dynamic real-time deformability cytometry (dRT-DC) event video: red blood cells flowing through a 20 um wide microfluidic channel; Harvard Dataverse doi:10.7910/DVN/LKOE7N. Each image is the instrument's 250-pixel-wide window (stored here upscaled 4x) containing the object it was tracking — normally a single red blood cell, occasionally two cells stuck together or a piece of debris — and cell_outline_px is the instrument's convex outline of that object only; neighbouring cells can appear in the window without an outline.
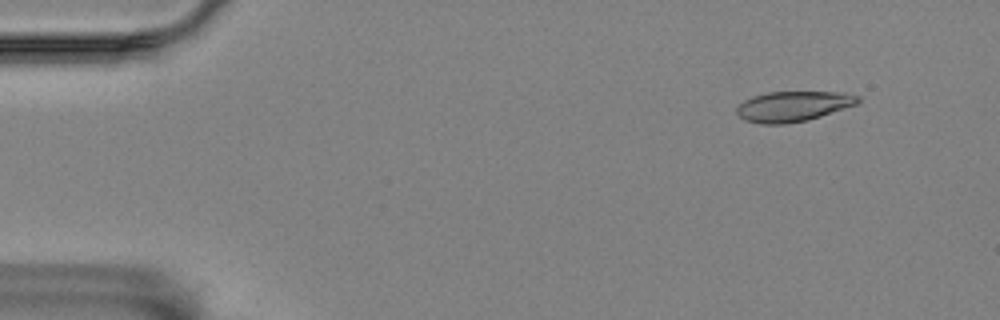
{"species": "Egyptian fruit bat (a non-hibernating species)", "species_latin": "Rousettus aegyptiacus", "temperature_condition": "room temperature", "stored_images_in_passage": 6, "camera_frame_rate_fps": 3000, "um_per_image_px": 0.085, "animal": {"sex": "female"}, "frame": {"image": 1, "passage_image": 2, "time_ms": 1.333, "image_size_px": [1000, 320], "cell_outline_px": [[860, 100], [856, 104], [808, 120], [784, 124], [760, 124], [744, 120], [736, 112], [736, 108], [744, 100], [752, 96], [768, 92], [844, 92], [860, 96]], "centroid_in_image_um": [67.39, 9.03], "position_along_channel_um": 17.6, "area_um2": 21.33}}
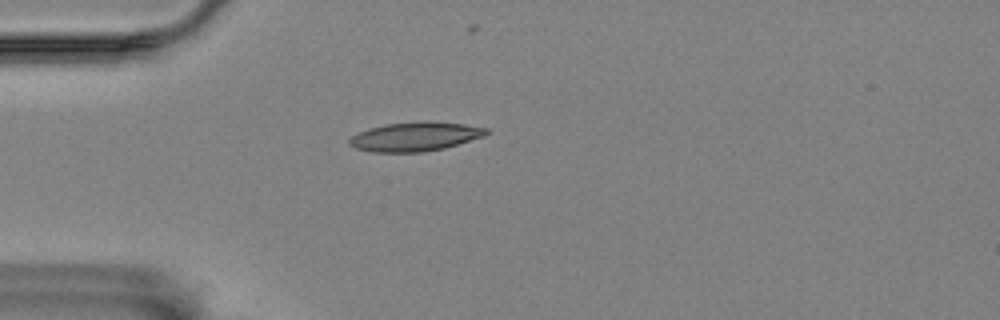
{"frame": {"image": 2, "passage_image": 5, "time_ms": 4.667, "image_size_px": [1000, 320], "cell_outline_px": [[488, 132], [484, 136], [444, 148], [424, 152], [372, 152], [356, 148], [348, 144], [348, 140], [352, 136], [368, 128], [384, 124], [420, 120], [432, 120], [464, 124], [488, 128]], "centroid_in_image_um": [35.28, 11.59], "position_along_channel_um": 49.7, "area_um2": 23.47}}